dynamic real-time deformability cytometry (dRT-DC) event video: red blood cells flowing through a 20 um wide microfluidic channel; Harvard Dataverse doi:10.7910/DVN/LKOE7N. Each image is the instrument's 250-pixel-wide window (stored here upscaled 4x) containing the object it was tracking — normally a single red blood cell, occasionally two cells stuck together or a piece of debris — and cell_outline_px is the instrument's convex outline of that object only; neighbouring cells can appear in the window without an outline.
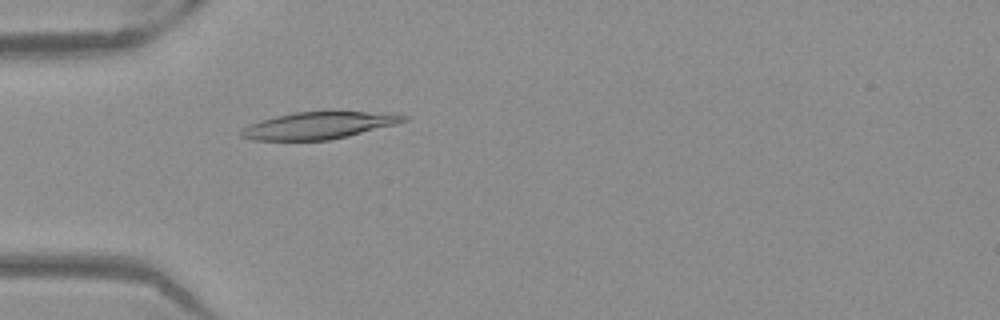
{"species": "Egyptian fruit bat (a non-hibernating species)", "species_latin": "Rousettus aegyptiacus", "temperature_condition": "warm", "stored_images_in_passage": 43, "camera_frame_rate_fps": 3000, "um_per_image_px": 0.085, "frame": {"image": 1, "passage_image": 7, "time_ms": 2.0, "image_size_px": [1000, 320], "cell_outline_px": [[408, 120], [396, 124], [348, 136], [328, 140], [252, 140], [240, 136], [240, 132], [244, 128], [260, 120], [276, 116], [296, 112], [332, 108], [396, 112], [408, 116]], "centroid_in_image_um": [27.26, 10.59], "position_along_channel_um": 57.7, "area_um2": 26.88}}
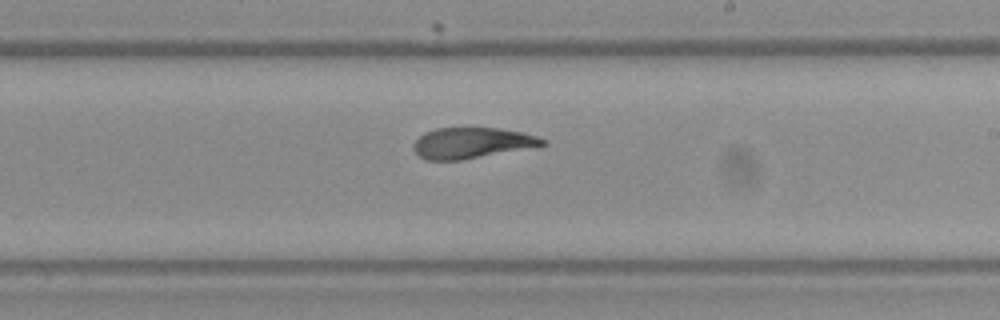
{"frame": {"image": 2, "passage_image": 22, "time_ms": 7.0, "image_size_px": [1000, 320], "cell_outline_px": [[548, 144], [460, 160], [424, 160], [412, 148], [412, 144], [424, 132], [436, 128], [496, 128], [520, 132], [536, 136], [548, 140]], "centroid_in_image_um": [40.06, 12.15], "position_along_channel_um": 248.9, "area_um2": 22.89}}
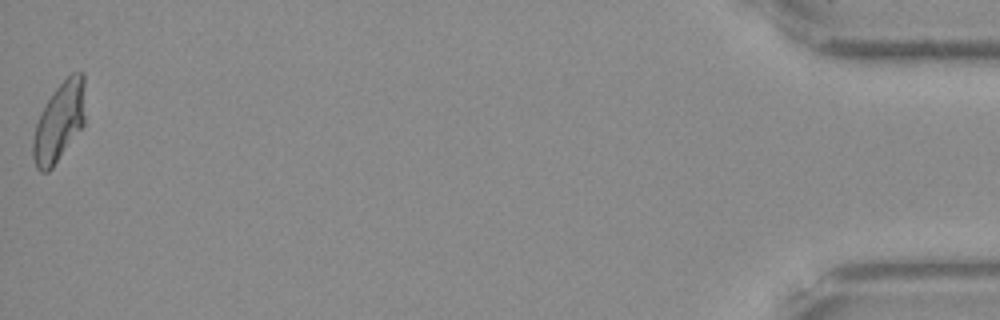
{"frame": {"image": 3, "passage_image": 43, "time_ms": 14.0, "image_size_px": [1000, 320], "cell_outline_px": [[84, 124], [52, 168], [48, 172], [40, 172], [36, 168], [32, 156], [32, 140], [36, 124], [40, 112], [52, 92], [72, 72], [84, 72]], "centroid_in_image_um": [5.01, 10.37], "position_along_channel_um": 430.2, "area_um2": 24.04}, "authors_computed_cell_mechanics": {"area_um2": 24.276, "velocity_mm_per_s": 3.9248, "shape_relaxation_time_tau1_ms": null, "shape_relaxation_time_tau2_ms": 2.9713, "deformation_change_tau1": null, "deformation_change_tau2": 0.07}}